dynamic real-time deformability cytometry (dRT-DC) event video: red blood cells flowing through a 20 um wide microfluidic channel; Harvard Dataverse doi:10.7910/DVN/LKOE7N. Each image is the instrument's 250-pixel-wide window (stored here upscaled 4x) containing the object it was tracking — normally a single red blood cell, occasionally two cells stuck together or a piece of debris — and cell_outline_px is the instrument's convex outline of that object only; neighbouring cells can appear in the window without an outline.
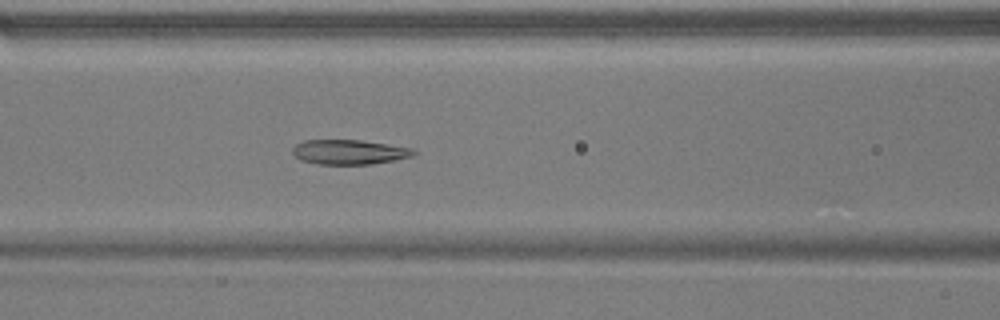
{"species": "common noctule bat (a hibernating species)", "species_latin": "Nyctalus noctula", "temperature_condition": "warm", "stored_images_in_passage": 53, "camera_frame_rate_fps": 3000, "um_per_image_px": 0.085, "animal": {"sex": "male", "body_mass_g": 17.9}, "frame": {"image": 1, "passage_image": 23, "time_ms": 7.333, "image_size_px": [1000, 320], "cell_outline_px": [[416, 152], [412, 156], [396, 160], [372, 164], [316, 164], [300, 160], [292, 152], [292, 148], [296, 144], [304, 140], [360, 140], [412, 148]], "centroid_in_image_um": [29.66, 12.92], "position_along_channel_um": 136.9, "area_um2": 17.4}}
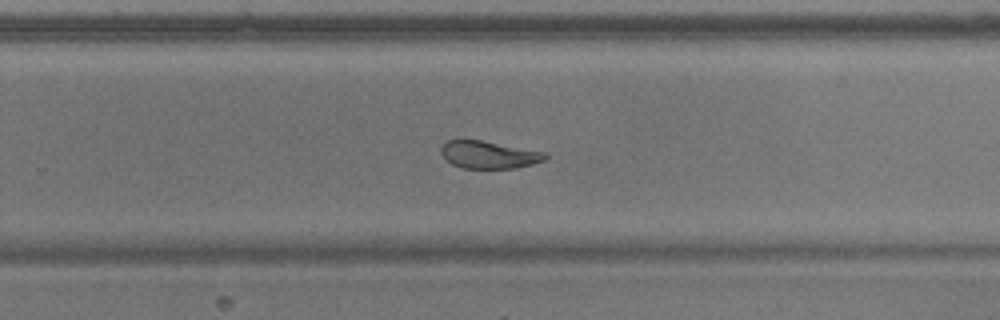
{"frame": {"image": 2, "passage_image": 35, "time_ms": 11.333, "image_size_px": [1000, 320], "cell_outline_px": [[548, 156], [544, 160], [532, 164], [516, 168], [464, 168], [452, 164], [440, 152], [440, 148], [448, 140], [480, 140], [544, 152]], "centroid_in_image_um": [41.55, 13.16], "position_along_channel_um": 288.3, "area_um2": 16.36}}
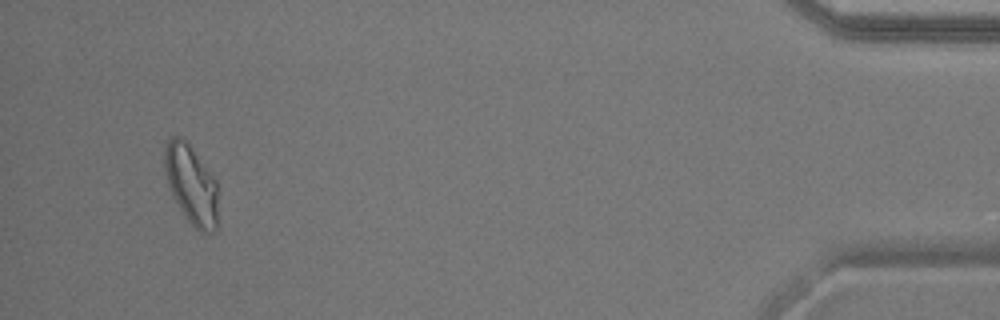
{"frame": {"image": 3, "passage_image": 51, "time_ms": 16.667, "image_size_px": [1000, 320], "cell_outline_px": [[216, 232], [200, 232], [188, 220], [180, 208], [168, 184], [164, 168], [164, 148], [168, 140], [172, 136], [180, 136], [188, 144], [216, 180]], "centroid_in_image_um": [16.24, 15.67], "position_along_channel_um": 419.0, "area_um2": 23.99}, "authors_computed_cell_mechanics": {"area_um2": 20.5768, "velocity_mm_per_s": 3.7934, "shape_relaxation_time_tau1_ms": null, "shape_relaxation_time_tau2_ms": 2.4641, "deformation_change_tau1": null, "deformation_change_tau2": 0.0912}}